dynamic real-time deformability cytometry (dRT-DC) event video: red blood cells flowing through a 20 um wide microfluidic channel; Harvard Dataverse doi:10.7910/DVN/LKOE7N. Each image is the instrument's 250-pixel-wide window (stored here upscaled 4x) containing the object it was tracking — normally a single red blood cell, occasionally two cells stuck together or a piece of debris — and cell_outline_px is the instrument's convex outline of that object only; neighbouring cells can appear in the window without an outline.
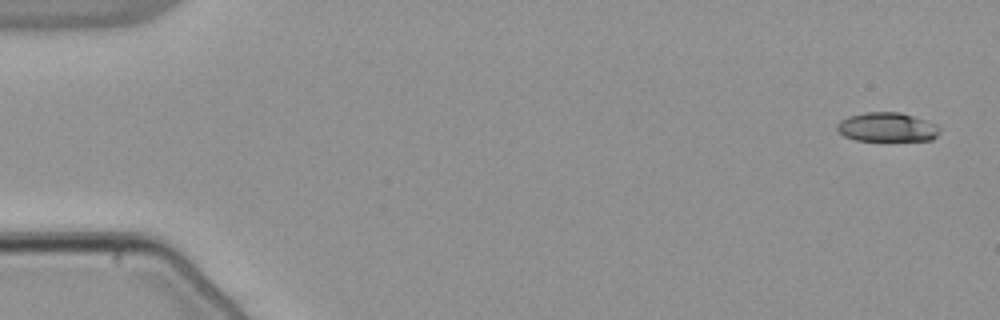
{"species": "common noctule bat (a hibernating species)", "species_latin": "Nyctalus noctula", "temperature_condition": "warm", "stored_images_in_passage": 53, "camera_frame_rate_fps": 3000, "um_per_image_px": 0.085, "animal": {"sex": "male", "body_mass_g": 21.5, "forearm_length_mm": 52.0}, "frame": {"image": 1, "passage_image": 1, "time_ms": 0.0, "image_size_px": [1000, 320], "cell_outline_px": [[940, 132], [932, 140], [856, 140], [844, 136], [836, 132], [836, 124], [840, 120], [848, 116], [864, 112], [900, 112], [936, 124], [940, 128]], "centroid_in_image_um": [75.35, 10.8], "position_along_channel_um": 9.6, "area_um2": 17.46}}
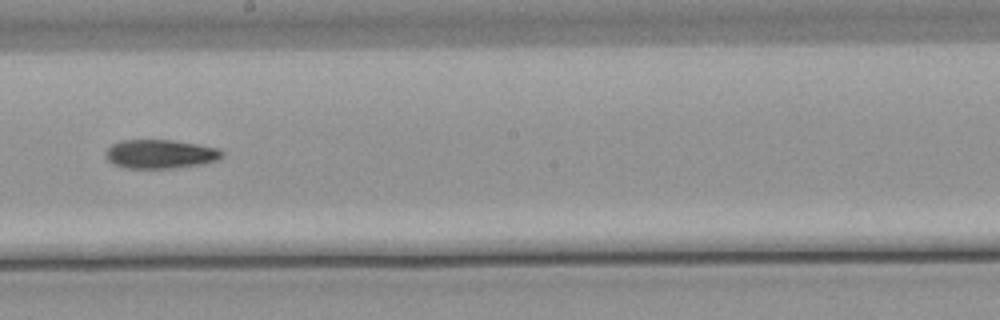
{"frame": {"image": 2, "passage_image": 30, "time_ms": 9.667, "image_size_px": [1000, 320], "cell_outline_px": [[224, 152], [220, 160], [204, 164], [176, 168], [124, 168], [112, 164], [104, 156], [104, 152], [112, 144], [120, 140], [172, 140], [220, 148]], "centroid_in_image_um": [13.63, 13.1], "position_along_channel_um": 234.6, "area_um2": 19.94}}
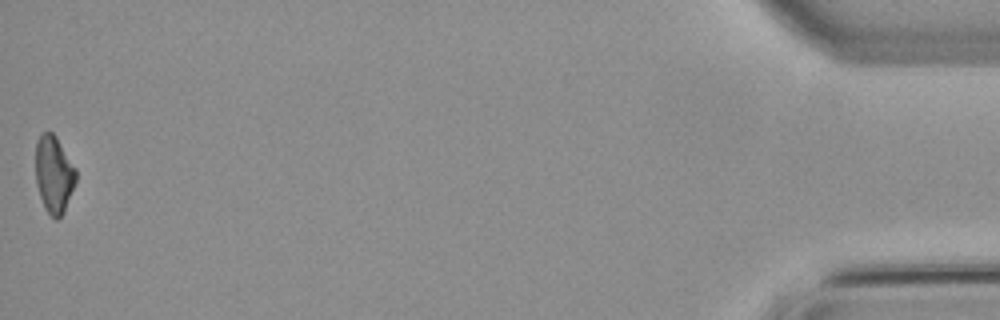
{"frame": {"image": 3, "passage_image": 53, "time_ms": 17.333, "image_size_px": [1000, 320], "cell_outline_px": [[76, 180], [64, 212], [56, 220], [44, 208], [36, 184], [36, 140], [40, 132], [52, 132], [56, 136], [76, 168]], "centroid_in_image_um": [4.57, 14.79], "position_along_channel_um": 430.6, "area_um2": 18.15}}